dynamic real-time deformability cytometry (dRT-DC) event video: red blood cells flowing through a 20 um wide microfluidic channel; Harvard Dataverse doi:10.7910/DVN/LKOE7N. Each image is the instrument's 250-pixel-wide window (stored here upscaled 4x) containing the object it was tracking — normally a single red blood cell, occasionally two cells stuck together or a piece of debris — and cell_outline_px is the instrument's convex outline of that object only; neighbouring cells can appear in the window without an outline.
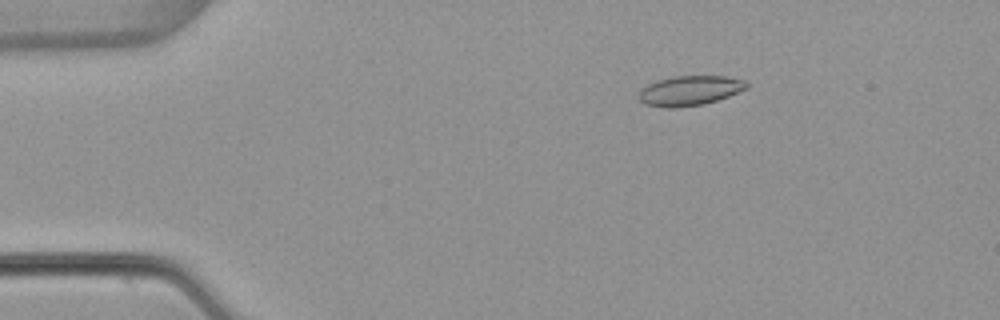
{"species": "common noctule bat (a hibernating species)", "species_latin": "Nyctalus noctula", "temperature_condition": "warm", "stored_images_in_passage": 53, "camera_frame_rate_fps": 3000, "um_per_image_px": 0.085, "animal": {"sex": "female", "body_mass_g": 22.7, "forearm_length_mm": 54.2}, "frame": {"image": 1, "passage_image": 9, "time_ms": 2.667, "image_size_px": [1000, 320], "cell_outline_px": [[748, 88], [728, 96], [704, 104], [676, 108], [668, 108], [644, 104], [640, 100], [640, 88], [648, 84], [660, 80], [676, 76], [728, 76], [744, 80], [748, 84]], "centroid_in_image_um": [58.64, 7.7], "position_along_channel_um": 26.4, "area_um2": 18.61}}
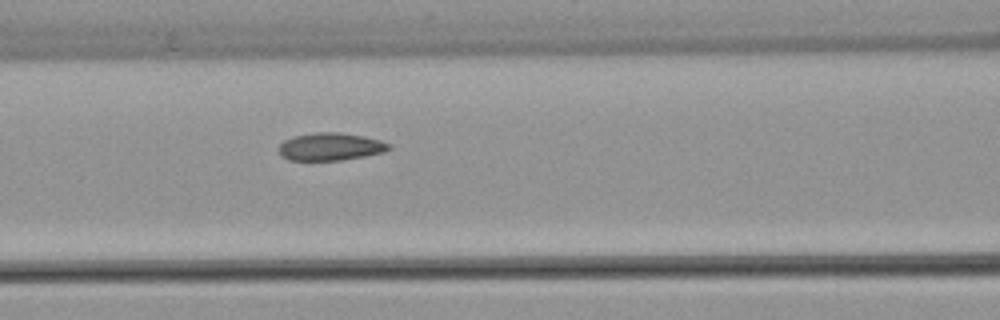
{"frame": {"image": 2, "passage_image": 23, "time_ms": 7.333, "image_size_px": [1000, 320], "cell_outline_px": [[392, 148], [384, 152], [344, 160], [288, 160], [280, 156], [280, 144], [284, 140], [296, 136], [316, 132], [336, 132], [364, 136], [380, 140], [392, 144]], "centroid_in_image_um": [28.12, 12.47], "position_along_channel_um": 138.5, "area_um2": 17.74}}
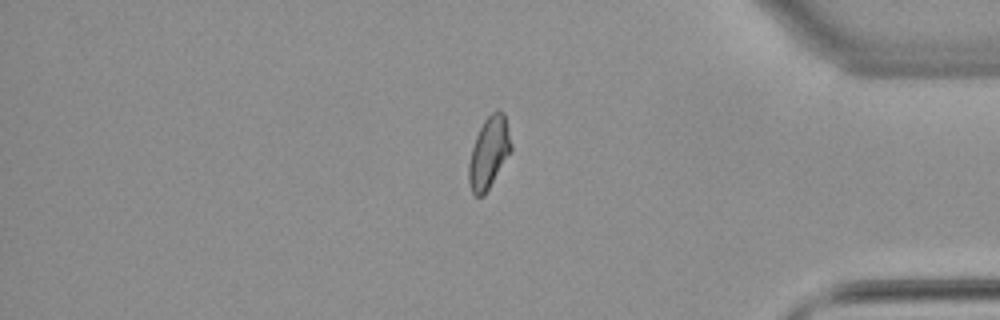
{"frame": {"image": 3, "passage_image": 45, "time_ms": 14.667, "image_size_px": [1000, 320], "cell_outline_px": [[512, 148], [484, 196], [476, 196], [472, 192], [468, 180], [468, 164], [472, 148], [476, 136], [484, 120], [496, 108], [504, 112], [512, 144]], "centroid_in_image_um": [41.55, 12.95], "position_along_channel_um": 393.7, "area_um2": 17.46}, "authors_computed_cell_mechanics": {"area_um2": 17.9758, "velocity_mm_per_s": 3.8539, "shape_relaxation_time_tau1_ms": null, "shape_relaxation_time_tau2_ms": 1.7998, "deformation_change_tau1": null, "deformation_change_tau2": 0.0756}}